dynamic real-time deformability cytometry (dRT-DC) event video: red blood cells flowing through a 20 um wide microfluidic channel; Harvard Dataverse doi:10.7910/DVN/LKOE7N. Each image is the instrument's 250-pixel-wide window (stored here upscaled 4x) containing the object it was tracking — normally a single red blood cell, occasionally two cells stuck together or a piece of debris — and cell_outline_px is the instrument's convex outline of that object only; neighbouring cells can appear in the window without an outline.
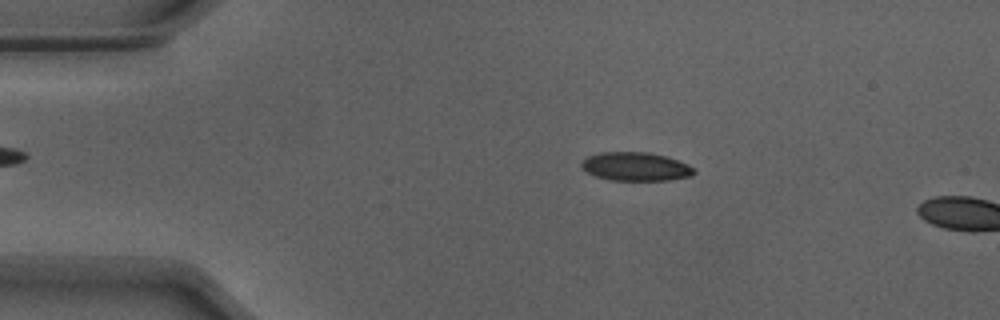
{"species": "Egyptian fruit bat (a non-hibernating species)", "species_latin": "Rousettus aegyptiacus", "temperature_condition": "warm", "stored_images_in_passage": 12, "camera_frame_rate_fps": 3000, "um_per_image_px": 0.085, "animal": {"sex": "male"}, "frame": {"image": 1, "passage_image": 10, "time_ms": 3.0, "image_size_px": [1000, 320], "cell_outline_px": [[696, 172], [692, 176], [668, 180], [612, 180], [596, 176], [588, 172], [580, 164], [588, 156], [600, 152], [648, 152], [668, 156], [688, 164], [696, 168]], "centroid_in_image_um": [54.1, 14.15], "position_along_channel_um": 30.9, "area_um2": 18.79}}